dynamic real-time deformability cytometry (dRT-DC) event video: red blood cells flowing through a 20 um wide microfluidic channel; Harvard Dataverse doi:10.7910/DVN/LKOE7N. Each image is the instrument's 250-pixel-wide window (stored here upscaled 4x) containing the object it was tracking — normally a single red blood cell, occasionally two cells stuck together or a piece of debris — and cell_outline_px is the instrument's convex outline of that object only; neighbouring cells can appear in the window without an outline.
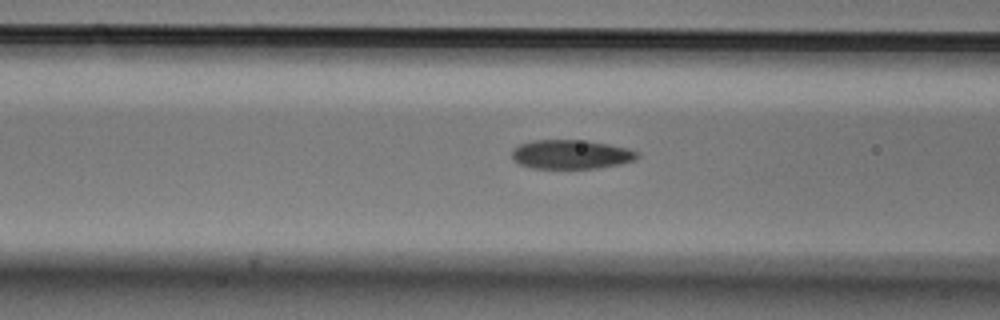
{"species": "Egyptian fruit bat (a non-hibernating species)", "species_latin": "Rousettus aegyptiacus", "temperature_condition": "cold", "stored_images_in_passage": 38, "camera_frame_rate_fps": 3000, "um_per_image_px": 0.085, "animal": {"sex": "male"}, "frame": {"image": 1, "passage_image": 18, "time_ms": 5.667, "image_size_px": [1000, 320], "cell_outline_px": [[640, 156], [636, 160], [620, 164], [596, 168], [532, 168], [520, 164], [512, 156], [512, 152], [520, 144], [536, 140], [588, 140], [628, 148], [640, 152]], "centroid_in_image_um": [48.62, 13.12], "position_along_channel_um": 118.0, "area_um2": 21.21}}
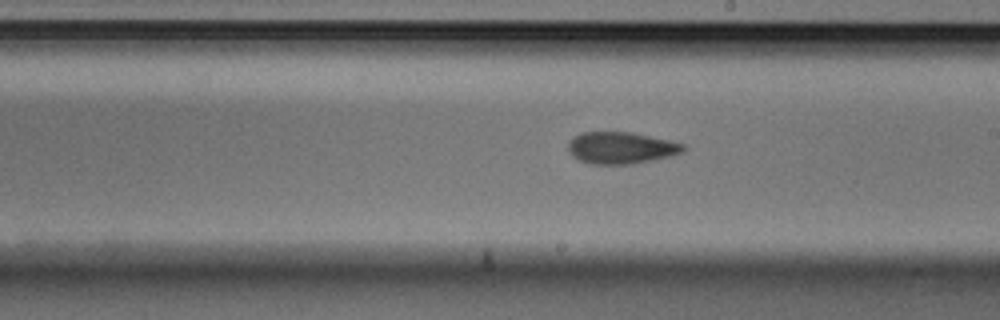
{"frame": {"image": 2, "passage_image": 27, "time_ms": 8.667, "image_size_px": [1000, 320], "cell_outline_px": [[688, 148], [684, 152], [672, 156], [632, 164], [592, 164], [580, 160], [572, 156], [568, 148], [568, 140], [572, 136], [580, 132], [632, 132], [668, 140], [684, 144]], "centroid_in_image_um": [52.79, 12.56], "position_along_channel_um": 236.2, "area_um2": 21.56}}
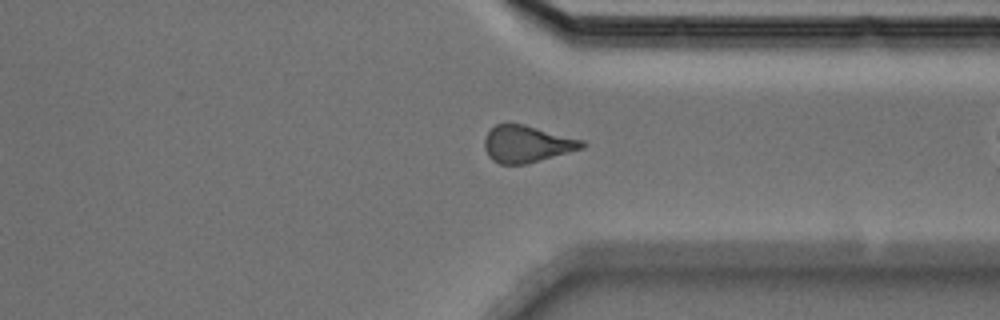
{"frame": {"image": 3, "passage_image": 37, "time_ms": 12.0, "image_size_px": [1000, 320], "cell_outline_px": [[588, 144], [584, 148], [524, 164], [500, 164], [492, 160], [488, 156], [484, 148], [484, 140], [488, 132], [496, 124], [524, 124], [584, 140]], "centroid_in_image_um": [44.79, 12.24], "position_along_channel_um": 366.6, "area_um2": 20.87}}